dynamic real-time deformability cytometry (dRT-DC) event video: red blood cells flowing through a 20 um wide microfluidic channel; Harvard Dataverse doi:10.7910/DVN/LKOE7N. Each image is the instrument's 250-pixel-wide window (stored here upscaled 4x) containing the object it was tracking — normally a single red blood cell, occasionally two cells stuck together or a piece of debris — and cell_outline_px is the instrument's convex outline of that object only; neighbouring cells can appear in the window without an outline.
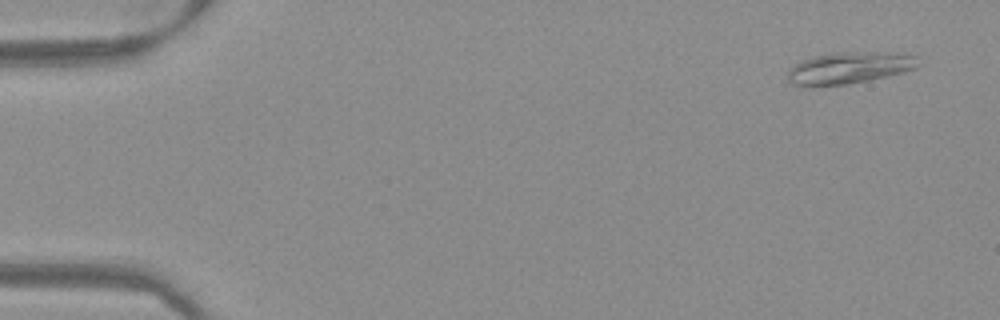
{"species": "Egyptian fruit bat (a non-hibernating species)", "species_latin": "Rousettus aegyptiacus", "temperature_condition": "warm", "stored_images_in_passage": 51, "camera_frame_rate_fps": 3000, "um_per_image_px": 0.085, "frame": {"image": 1, "passage_image": 3, "time_ms": 0.667, "image_size_px": [1000, 320], "cell_outline_px": [[920, 64], [916, 68], [904, 72], [888, 76], [848, 84], [792, 84], [784, 76], [796, 64], [812, 56], [832, 52], [888, 52], [916, 56]], "centroid_in_image_um": [72.23, 5.74], "position_along_channel_um": 12.8, "area_um2": 23.76}}
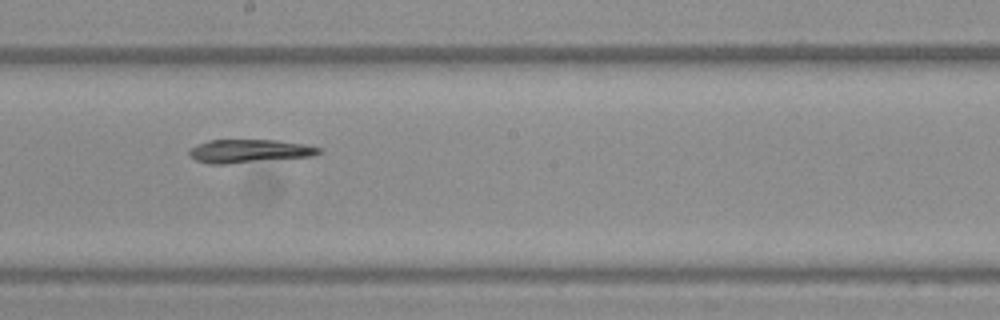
{"frame": {"image": 2, "passage_image": 29, "time_ms": 9.333, "image_size_px": [1000, 320], "cell_outline_px": [[324, 152], [312, 156], [224, 164], [208, 164], [196, 160], [188, 152], [188, 148], [208, 140], [276, 140], [304, 144], [320, 148]], "centroid_in_image_um": [21.17, 12.84], "position_along_channel_um": 227.0, "area_um2": 17.57}}
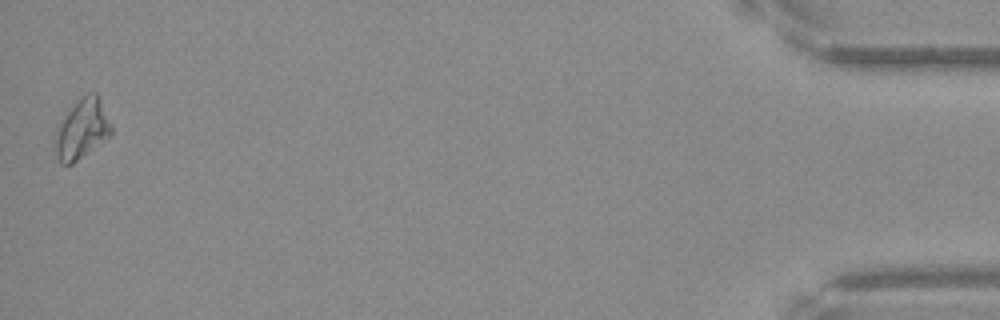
{"frame": {"image": 3, "passage_image": 51, "time_ms": 16.667, "image_size_px": [1000, 320], "cell_outline_px": [[112, 132], [108, 136], [72, 164], [60, 164], [56, 156], [52, 144], [56, 128], [60, 120], [88, 92], [96, 92], [100, 96], [112, 124]], "centroid_in_image_um": [6.94, 10.98], "position_along_channel_um": 428.3, "area_um2": 19.54}}